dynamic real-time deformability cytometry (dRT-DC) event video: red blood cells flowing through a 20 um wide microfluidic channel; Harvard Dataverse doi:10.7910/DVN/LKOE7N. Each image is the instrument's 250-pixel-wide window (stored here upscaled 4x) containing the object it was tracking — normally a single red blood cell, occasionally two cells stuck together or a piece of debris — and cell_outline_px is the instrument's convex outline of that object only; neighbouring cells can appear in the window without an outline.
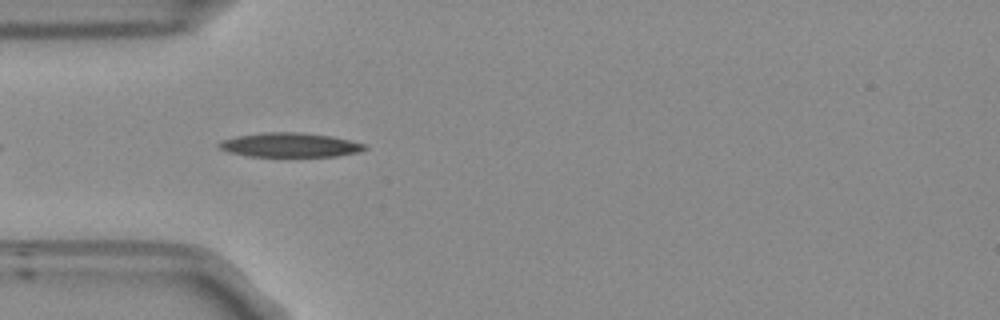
{"species": "Egyptian fruit bat (a non-hibernating species)", "species_latin": "Rousettus aegyptiacus", "temperature_condition": "room temperature", "stored_images_in_passage": 8, "camera_frame_rate_fps": 3000, "um_per_image_px": 0.085, "frame": {"image": 1, "passage_image": 4, "time_ms": 1.0, "image_size_px": [1000, 320], "cell_outline_px": [[368, 148], [360, 152], [336, 156], [248, 156], [228, 152], [220, 148], [216, 144], [220, 140], [240, 136], [264, 132], [300, 132], [332, 136], [368, 144]], "centroid_in_image_um": [24.68, 12.32], "position_along_channel_um": 60.3, "area_um2": 20.69}}